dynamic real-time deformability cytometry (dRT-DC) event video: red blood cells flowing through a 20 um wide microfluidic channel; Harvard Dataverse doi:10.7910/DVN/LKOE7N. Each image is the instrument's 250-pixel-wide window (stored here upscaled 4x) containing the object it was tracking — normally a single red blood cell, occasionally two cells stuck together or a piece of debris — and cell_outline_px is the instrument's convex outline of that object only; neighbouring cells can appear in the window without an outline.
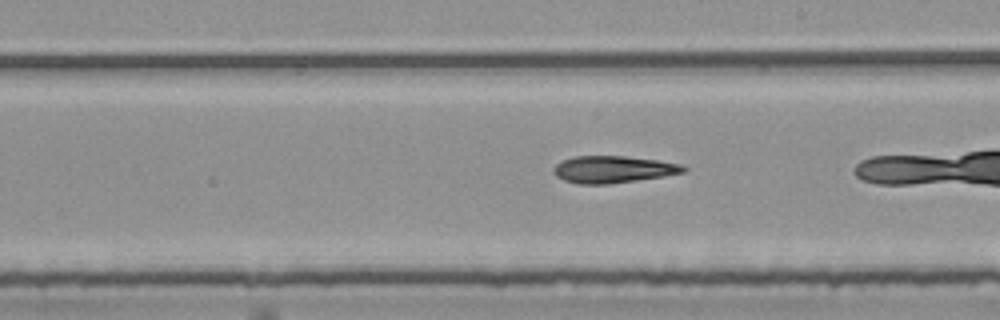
{"species": "common noctule bat (a hibernating species)", "species_latin": "Nyctalus noctula", "temperature_condition": "room temperature", "stored_images_in_passage": 38, "camera_frame_rate_fps": 3000, "um_per_image_px": 0.085, "animal": {"sex": "female", "body_mass_g": 25.1}, "frame": {"image": 1, "passage_image": 27, "time_ms": 8.667, "image_size_px": [1000, 320], "cell_outline_px": [[688, 168], [684, 172], [664, 176], [608, 184], [576, 184], [564, 180], [556, 176], [552, 172], [552, 168], [556, 164], [572, 156], [624, 156], [660, 160], [684, 164]], "centroid_in_image_um": [52.12, 14.39], "position_along_channel_um": 236.9, "area_um2": 20.63}}